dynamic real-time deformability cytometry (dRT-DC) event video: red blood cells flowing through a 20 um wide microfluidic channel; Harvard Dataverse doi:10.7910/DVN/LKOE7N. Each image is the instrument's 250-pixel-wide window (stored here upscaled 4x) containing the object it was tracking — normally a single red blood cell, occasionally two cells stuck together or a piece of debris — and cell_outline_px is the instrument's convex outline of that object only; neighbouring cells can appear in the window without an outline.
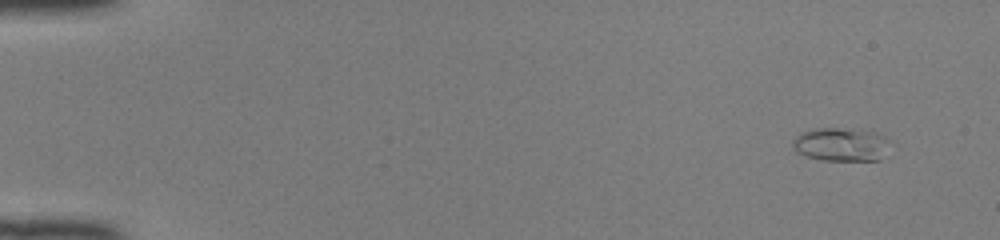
{"species": "common noctule bat (a hibernating species)", "species_latin": "Nyctalus noctula", "temperature_condition": "room temperature", "stored_images_in_passage": 8, "camera_frame_rate_fps": 3000, "um_per_image_px": 0.085, "animal": {"sex": "female", "body_mass_g": 22.0, "forearm_length_mm": 56.7}, "frame": {"image": 1, "passage_image": 1, "time_ms": 0.0, "image_size_px": [1000, 240], "cell_outline_px": [[888, 140], [880, 160], [824, 160], [808, 156], [796, 152], [792, 148], [792, 140], [800, 132], [816, 128], [860, 128], [876, 132]], "centroid_in_image_um": [71.42, 12.25], "position_along_channel_um": 13.6, "area_um2": 18.96}}